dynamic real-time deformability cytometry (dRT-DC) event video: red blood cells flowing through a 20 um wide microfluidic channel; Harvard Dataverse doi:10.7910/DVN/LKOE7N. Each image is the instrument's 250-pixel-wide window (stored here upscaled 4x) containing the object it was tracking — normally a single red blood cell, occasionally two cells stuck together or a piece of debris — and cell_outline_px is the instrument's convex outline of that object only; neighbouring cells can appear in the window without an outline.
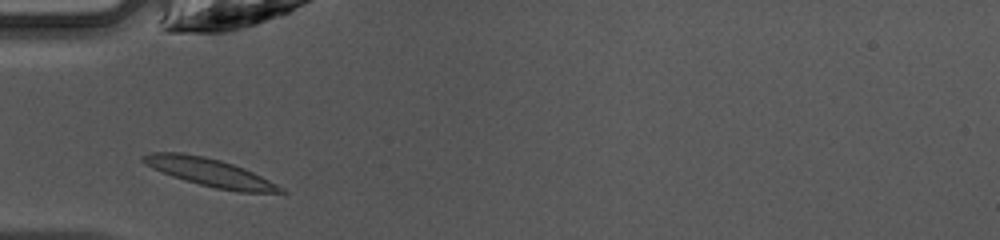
{"species": "common noctule bat (a hibernating species)", "species_latin": "Nyctalus noctula", "temperature_condition": "warm", "stored_images_in_passage": 28, "camera_frame_rate_fps": 3000, "um_per_image_px": 0.085, "animal": {"sex": "female", "body_mass_g": 10.0, "forearm_length_mm": 53.1}, "frame": {"image": 1, "passage_image": 2, "time_ms": 0.333, "image_size_px": [1000, 240], "cell_outline_px": [[288, 192], [240, 192], [216, 188], [184, 180], [172, 176], [152, 168], [144, 164], [140, 160], [140, 156], [152, 152], [180, 152], [204, 156], [220, 160], [244, 168], [284, 188]], "centroid_in_image_um": [17.77, 14.64], "position_along_channel_um": 67.2, "area_um2": 22.2}}
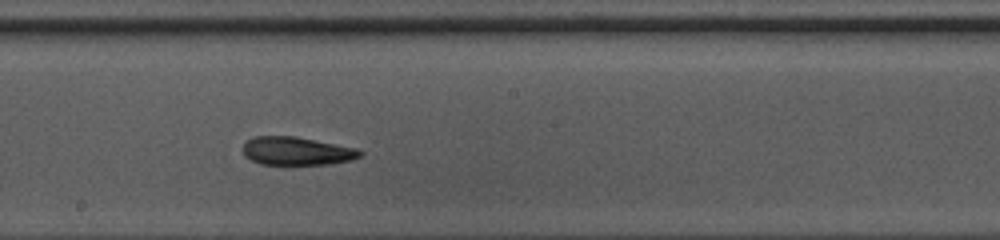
{"frame": {"image": 2, "passage_image": 13, "time_ms": 4.0, "image_size_px": [1000, 240], "cell_outline_px": [[364, 152], [360, 156], [352, 160], [328, 164], [260, 164], [244, 156], [244, 140], [252, 136], [296, 136], [356, 148]], "centroid_in_image_um": [25.2, 12.83], "position_along_channel_um": 223.0, "area_um2": 19.31}}
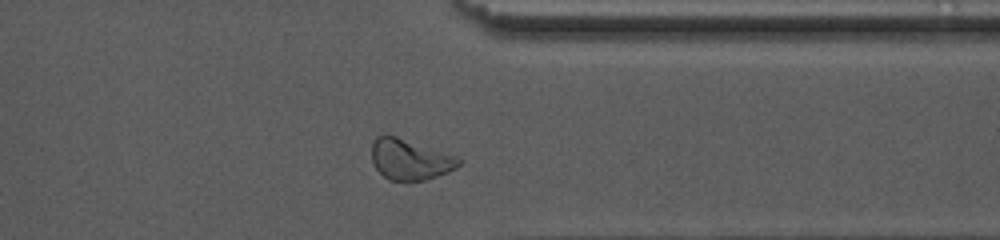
{"frame": {"image": 3, "passage_image": 24, "time_ms": 7.667, "image_size_px": [1000, 240], "cell_outline_px": [[464, 160], [456, 168], [448, 172], [424, 180], [388, 180], [376, 168], [372, 160], [372, 144], [376, 136], [396, 136], [460, 156]], "centroid_in_image_um": [34.9, 13.55], "position_along_channel_um": 376.5, "area_um2": 20.69}, "authors_computed_cell_mechanics": {"area_um2": 20.1722, "velocity_mm_per_s": 4.2527, "shape_relaxation_time_tau1_ms": 3.9459, "shape_relaxation_time_tau2_ms": 2.6112, "deformation_change_tau1": 0.1406, "deformation_change_tau2": 0.1056}}